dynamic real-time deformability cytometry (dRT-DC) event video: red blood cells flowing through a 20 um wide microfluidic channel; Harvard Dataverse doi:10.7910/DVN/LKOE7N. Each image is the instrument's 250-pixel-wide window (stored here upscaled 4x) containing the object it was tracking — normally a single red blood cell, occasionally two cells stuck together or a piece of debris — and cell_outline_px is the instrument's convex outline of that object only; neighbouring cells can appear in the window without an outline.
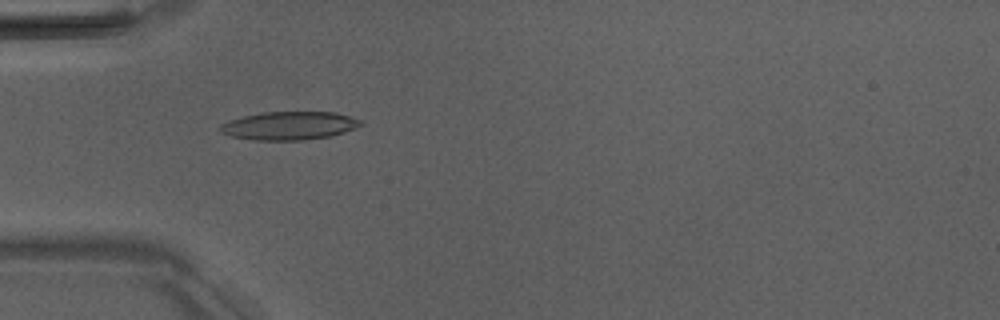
{"species": "Egyptian fruit bat (a non-hibernating species)", "species_latin": "Rousettus aegyptiacus", "temperature_condition": "room temperature", "stored_images_in_passage": 5, "camera_frame_rate_fps": 3000, "um_per_image_px": 0.085, "animal": {"sex": "male"}, "frame": {"image": 1, "passage_image": 4, "time_ms": 4.333, "image_size_px": [1000, 320], "cell_outline_px": [[364, 124], [356, 128], [344, 132], [328, 136], [304, 140], [256, 140], [232, 136], [220, 132], [216, 128], [220, 124], [228, 120], [244, 116], [264, 112], [336, 112], [364, 120]], "centroid_in_image_um": [24.59, 10.67], "position_along_channel_um": 60.4, "area_um2": 23.29}}